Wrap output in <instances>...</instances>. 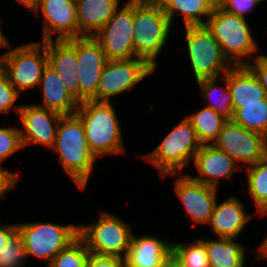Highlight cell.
Returning <instances> with one entry per match:
<instances>
[{
  "instance_id": "ffe728a7",
  "label": "cell",
  "mask_w": 267,
  "mask_h": 267,
  "mask_svg": "<svg viewBox=\"0 0 267 267\" xmlns=\"http://www.w3.org/2000/svg\"><path fill=\"white\" fill-rule=\"evenodd\" d=\"M171 253V242L167 236L133 234L131 246L125 258L126 267H161Z\"/></svg>"
},
{
  "instance_id": "b9f144b4",
  "label": "cell",
  "mask_w": 267,
  "mask_h": 267,
  "mask_svg": "<svg viewBox=\"0 0 267 267\" xmlns=\"http://www.w3.org/2000/svg\"><path fill=\"white\" fill-rule=\"evenodd\" d=\"M161 267H183L178 259L170 253L167 258L163 261Z\"/></svg>"
},
{
  "instance_id": "3957f363",
  "label": "cell",
  "mask_w": 267,
  "mask_h": 267,
  "mask_svg": "<svg viewBox=\"0 0 267 267\" xmlns=\"http://www.w3.org/2000/svg\"><path fill=\"white\" fill-rule=\"evenodd\" d=\"M205 27L220 44L223 54L233 66L247 65L250 60L246 58L258 52L259 46L247 19L228 13L217 4Z\"/></svg>"
},
{
  "instance_id": "8fae6325",
  "label": "cell",
  "mask_w": 267,
  "mask_h": 267,
  "mask_svg": "<svg viewBox=\"0 0 267 267\" xmlns=\"http://www.w3.org/2000/svg\"><path fill=\"white\" fill-rule=\"evenodd\" d=\"M212 145L228 154L237 164L242 162L245 168L254 165L267 154V138L245 129L233 120L224 123Z\"/></svg>"
},
{
  "instance_id": "277c9868",
  "label": "cell",
  "mask_w": 267,
  "mask_h": 267,
  "mask_svg": "<svg viewBox=\"0 0 267 267\" xmlns=\"http://www.w3.org/2000/svg\"><path fill=\"white\" fill-rule=\"evenodd\" d=\"M201 147L202 143L186 117L170 130L155 149L144 156V159L153 164L161 177L165 178L181 174L191 159L194 161Z\"/></svg>"
},
{
  "instance_id": "7bdbcfd3",
  "label": "cell",
  "mask_w": 267,
  "mask_h": 267,
  "mask_svg": "<svg viewBox=\"0 0 267 267\" xmlns=\"http://www.w3.org/2000/svg\"><path fill=\"white\" fill-rule=\"evenodd\" d=\"M15 1L29 10H31L38 2V0H15Z\"/></svg>"
},
{
  "instance_id": "6da1fadb",
  "label": "cell",
  "mask_w": 267,
  "mask_h": 267,
  "mask_svg": "<svg viewBox=\"0 0 267 267\" xmlns=\"http://www.w3.org/2000/svg\"><path fill=\"white\" fill-rule=\"evenodd\" d=\"M59 163L76 187L84 190L97 161L88 147L82 120L77 114L62 116L53 147Z\"/></svg>"
},
{
  "instance_id": "74e56055",
  "label": "cell",
  "mask_w": 267,
  "mask_h": 267,
  "mask_svg": "<svg viewBox=\"0 0 267 267\" xmlns=\"http://www.w3.org/2000/svg\"><path fill=\"white\" fill-rule=\"evenodd\" d=\"M18 175L19 173L2 167L0 163V198L16 186L17 182H19Z\"/></svg>"
},
{
  "instance_id": "cb8c5ba5",
  "label": "cell",
  "mask_w": 267,
  "mask_h": 267,
  "mask_svg": "<svg viewBox=\"0 0 267 267\" xmlns=\"http://www.w3.org/2000/svg\"><path fill=\"white\" fill-rule=\"evenodd\" d=\"M230 238H205L210 267H244L246 247Z\"/></svg>"
},
{
  "instance_id": "7c38bea8",
  "label": "cell",
  "mask_w": 267,
  "mask_h": 267,
  "mask_svg": "<svg viewBox=\"0 0 267 267\" xmlns=\"http://www.w3.org/2000/svg\"><path fill=\"white\" fill-rule=\"evenodd\" d=\"M134 4L118 7L107 23L94 35L107 60L134 58Z\"/></svg>"
},
{
  "instance_id": "60d3db41",
  "label": "cell",
  "mask_w": 267,
  "mask_h": 267,
  "mask_svg": "<svg viewBox=\"0 0 267 267\" xmlns=\"http://www.w3.org/2000/svg\"><path fill=\"white\" fill-rule=\"evenodd\" d=\"M262 216H266L267 215V210L258 213ZM256 249V252L258 253V260L260 259H266L267 260V236L265 237L264 241L261 243V245Z\"/></svg>"
},
{
  "instance_id": "7a4b0ae2",
  "label": "cell",
  "mask_w": 267,
  "mask_h": 267,
  "mask_svg": "<svg viewBox=\"0 0 267 267\" xmlns=\"http://www.w3.org/2000/svg\"><path fill=\"white\" fill-rule=\"evenodd\" d=\"M76 114L82 120L88 147L97 159L126 152L121 122L111 102H81Z\"/></svg>"
},
{
  "instance_id": "30bf717a",
  "label": "cell",
  "mask_w": 267,
  "mask_h": 267,
  "mask_svg": "<svg viewBox=\"0 0 267 267\" xmlns=\"http://www.w3.org/2000/svg\"><path fill=\"white\" fill-rule=\"evenodd\" d=\"M155 70L145 59L139 57L108 60L99 81L98 102H111L113 96L132 90Z\"/></svg>"
},
{
  "instance_id": "4316f807",
  "label": "cell",
  "mask_w": 267,
  "mask_h": 267,
  "mask_svg": "<svg viewBox=\"0 0 267 267\" xmlns=\"http://www.w3.org/2000/svg\"><path fill=\"white\" fill-rule=\"evenodd\" d=\"M187 119L194 127L199 141L204 144H212L222 131L227 121L215 110L204 106L200 111L193 112Z\"/></svg>"
},
{
  "instance_id": "2e32d148",
  "label": "cell",
  "mask_w": 267,
  "mask_h": 267,
  "mask_svg": "<svg viewBox=\"0 0 267 267\" xmlns=\"http://www.w3.org/2000/svg\"><path fill=\"white\" fill-rule=\"evenodd\" d=\"M174 189L188 218L194 224H208L218 201V188L194 181L188 174L181 173L174 182Z\"/></svg>"
},
{
  "instance_id": "603a6c76",
  "label": "cell",
  "mask_w": 267,
  "mask_h": 267,
  "mask_svg": "<svg viewBox=\"0 0 267 267\" xmlns=\"http://www.w3.org/2000/svg\"><path fill=\"white\" fill-rule=\"evenodd\" d=\"M40 86L43 98L41 104L36 105L63 116L76 114L79 102L66 91L59 75L49 65L43 70Z\"/></svg>"
},
{
  "instance_id": "f1b7e54d",
  "label": "cell",
  "mask_w": 267,
  "mask_h": 267,
  "mask_svg": "<svg viewBox=\"0 0 267 267\" xmlns=\"http://www.w3.org/2000/svg\"><path fill=\"white\" fill-rule=\"evenodd\" d=\"M233 121L267 138V98L263 103L243 104L234 112Z\"/></svg>"
},
{
  "instance_id": "d6986e66",
  "label": "cell",
  "mask_w": 267,
  "mask_h": 267,
  "mask_svg": "<svg viewBox=\"0 0 267 267\" xmlns=\"http://www.w3.org/2000/svg\"><path fill=\"white\" fill-rule=\"evenodd\" d=\"M252 218L253 214L246 212L243 202L231 196L221 203L216 202L208 225L215 236L236 239Z\"/></svg>"
},
{
  "instance_id": "44dd1931",
  "label": "cell",
  "mask_w": 267,
  "mask_h": 267,
  "mask_svg": "<svg viewBox=\"0 0 267 267\" xmlns=\"http://www.w3.org/2000/svg\"><path fill=\"white\" fill-rule=\"evenodd\" d=\"M227 82L234 112L243 104L263 103L267 98L265 89L247 65L232 66L227 71Z\"/></svg>"
},
{
  "instance_id": "ab89813d",
  "label": "cell",
  "mask_w": 267,
  "mask_h": 267,
  "mask_svg": "<svg viewBox=\"0 0 267 267\" xmlns=\"http://www.w3.org/2000/svg\"><path fill=\"white\" fill-rule=\"evenodd\" d=\"M165 0H127L126 2L136 6H159L162 7Z\"/></svg>"
},
{
  "instance_id": "4fadbf2b",
  "label": "cell",
  "mask_w": 267,
  "mask_h": 267,
  "mask_svg": "<svg viewBox=\"0 0 267 267\" xmlns=\"http://www.w3.org/2000/svg\"><path fill=\"white\" fill-rule=\"evenodd\" d=\"M76 58L79 65V103L98 102V86L107 58L101 44L94 38H76Z\"/></svg>"
},
{
  "instance_id": "52a82bcc",
  "label": "cell",
  "mask_w": 267,
  "mask_h": 267,
  "mask_svg": "<svg viewBox=\"0 0 267 267\" xmlns=\"http://www.w3.org/2000/svg\"><path fill=\"white\" fill-rule=\"evenodd\" d=\"M99 213L95 223L79 225V236L90 253L126 258L134 234L131 226L118 215L101 210Z\"/></svg>"
},
{
  "instance_id": "4dcf8cb0",
  "label": "cell",
  "mask_w": 267,
  "mask_h": 267,
  "mask_svg": "<svg viewBox=\"0 0 267 267\" xmlns=\"http://www.w3.org/2000/svg\"><path fill=\"white\" fill-rule=\"evenodd\" d=\"M90 251L84 240L78 236L62 249L47 267H86Z\"/></svg>"
},
{
  "instance_id": "f35d334b",
  "label": "cell",
  "mask_w": 267,
  "mask_h": 267,
  "mask_svg": "<svg viewBox=\"0 0 267 267\" xmlns=\"http://www.w3.org/2000/svg\"><path fill=\"white\" fill-rule=\"evenodd\" d=\"M16 231V224L0 225V248L3 247V244H5Z\"/></svg>"
},
{
  "instance_id": "8992f818",
  "label": "cell",
  "mask_w": 267,
  "mask_h": 267,
  "mask_svg": "<svg viewBox=\"0 0 267 267\" xmlns=\"http://www.w3.org/2000/svg\"><path fill=\"white\" fill-rule=\"evenodd\" d=\"M47 65L46 41L25 43L10 48L0 58V69L19 94L39 85Z\"/></svg>"
},
{
  "instance_id": "5bb4252c",
  "label": "cell",
  "mask_w": 267,
  "mask_h": 267,
  "mask_svg": "<svg viewBox=\"0 0 267 267\" xmlns=\"http://www.w3.org/2000/svg\"><path fill=\"white\" fill-rule=\"evenodd\" d=\"M37 16L39 11L43 15V35L41 41L68 40L78 38V22L75 0H38L31 9Z\"/></svg>"
},
{
  "instance_id": "484cf974",
  "label": "cell",
  "mask_w": 267,
  "mask_h": 267,
  "mask_svg": "<svg viewBox=\"0 0 267 267\" xmlns=\"http://www.w3.org/2000/svg\"><path fill=\"white\" fill-rule=\"evenodd\" d=\"M222 80L223 86L217 83ZM205 106L215 110L226 120H233L232 97L228 87L227 73L217 78H204L196 81ZM217 93V95H215Z\"/></svg>"
},
{
  "instance_id": "83f0119b",
  "label": "cell",
  "mask_w": 267,
  "mask_h": 267,
  "mask_svg": "<svg viewBox=\"0 0 267 267\" xmlns=\"http://www.w3.org/2000/svg\"><path fill=\"white\" fill-rule=\"evenodd\" d=\"M248 194L251 196L256 213L267 210V154L254 165L245 168Z\"/></svg>"
},
{
  "instance_id": "d4e9b609",
  "label": "cell",
  "mask_w": 267,
  "mask_h": 267,
  "mask_svg": "<svg viewBox=\"0 0 267 267\" xmlns=\"http://www.w3.org/2000/svg\"><path fill=\"white\" fill-rule=\"evenodd\" d=\"M216 4V0H165L162 8L171 23L178 13L179 17L182 16L184 27L204 26L207 21L202 17L208 19Z\"/></svg>"
},
{
  "instance_id": "9a60e30c",
  "label": "cell",
  "mask_w": 267,
  "mask_h": 267,
  "mask_svg": "<svg viewBox=\"0 0 267 267\" xmlns=\"http://www.w3.org/2000/svg\"><path fill=\"white\" fill-rule=\"evenodd\" d=\"M63 115L36 104L22 105L18 113L21 121L20 135L23 147L41 144L52 148Z\"/></svg>"
},
{
  "instance_id": "5b68a950",
  "label": "cell",
  "mask_w": 267,
  "mask_h": 267,
  "mask_svg": "<svg viewBox=\"0 0 267 267\" xmlns=\"http://www.w3.org/2000/svg\"><path fill=\"white\" fill-rule=\"evenodd\" d=\"M133 25L134 58L145 59L156 69V59L171 33V21L162 7L134 5Z\"/></svg>"
},
{
  "instance_id": "ee69618b",
  "label": "cell",
  "mask_w": 267,
  "mask_h": 267,
  "mask_svg": "<svg viewBox=\"0 0 267 267\" xmlns=\"http://www.w3.org/2000/svg\"><path fill=\"white\" fill-rule=\"evenodd\" d=\"M11 47V44L8 42L6 36L3 34L1 26H0V49ZM2 54L0 55L1 58Z\"/></svg>"
},
{
  "instance_id": "1f68e13d",
  "label": "cell",
  "mask_w": 267,
  "mask_h": 267,
  "mask_svg": "<svg viewBox=\"0 0 267 267\" xmlns=\"http://www.w3.org/2000/svg\"><path fill=\"white\" fill-rule=\"evenodd\" d=\"M27 259L23 240L16 231L0 248V267H23Z\"/></svg>"
},
{
  "instance_id": "d6a6232c",
  "label": "cell",
  "mask_w": 267,
  "mask_h": 267,
  "mask_svg": "<svg viewBox=\"0 0 267 267\" xmlns=\"http://www.w3.org/2000/svg\"><path fill=\"white\" fill-rule=\"evenodd\" d=\"M19 95L7 75L0 69V114H8L13 108L18 116L21 105L15 103L19 99Z\"/></svg>"
},
{
  "instance_id": "836d02e7",
  "label": "cell",
  "mask_w": 267,
  "mask_h": 267,
  "mask_svg": "<svg viewBox=\"0 0 267 267\" xmlns=\"http://www.w3.org/2000/svg\"><path fill=\"white\" fill-rule=\"evenodd\" d=\"M21 148L20 127H0V163Z\"/></svg>"
},
{
  "instance_id": "7402d4cb",
  "label": "cell",
  "mask_w": 267,
  "mask_h": 267,
  "mask_svg": "<svg viewBox=\"0 0 267 267\" xmlns=\"http://www.w3.org/2000/svg\"><path fill=\"white\" fill-rule=\"evenodd\" d=\"M75 3L78 38L94 37L120 7L119 0H75Z\"/></svg>"
},
{
  "instance_id": "d590c367",
  "label": "cell",
  "mask_w": 267,
  "mask_h": 267,
  "mask_svg": "<svg viewBox=\"0 0 267 267\" xmlns=\"http://www.w3.org/2000/svg\"><path fill=\"white\" fill-rule=\"evenodd\" d=\"M86 267H126L125 258L90 253Z\"/></svg>"
},
{
  "instance_id": "ba28073f",
  "label": "cell",
  "mask_w": 267,
  "mask_h": 267,
  "mask_svg": "<svg viewBox=\"0 0 267 267\" xmlns=\"http://www.w3.org/2000/svg\"><path fill=\"white\" fill-rule=\"evenodd\" d=\"M27 257L42 259L48 265L53 258L79 236V226L60 225L52 222L35 221L16 223Z\"/></svg>"
},
{
  "instance_id": "8d00e7d4",
  "label": "cell",
  "mask_w": 267,
  "mask_h": 267,
  "mask_svg": "<svg viewBox=\"0 0 267 267\" xmlns=\"http://www.w3.org/2000/svg\"><path fill=\"white\" fill-rule=\"evenodd\" d=\"M247 66L252 70L267 93V55L258 54Z\"/></svg>"
},
{
  "instance_id": "f546056e",
  "label": "cell",
  "mask_w": 267,
  "mask_h": 267,
  "mask_svg": "<svg viewBox=\"0 0 267 267\" xmlns=\"http://www.w3.org/2000/svg\"><path fill=\"white\" fill-rule=\"evenodd\" d=\"M194 242L189 245L184 242H171V253L183 267H210L205 239L196 238Z\"/></svg>"
},
{
  "instance_id": "e0dca14e",
  "label": "cell",
  "mask_w": 267,
  "mask_h": 267,
  "mask_svg": "<svg viewBox=\"0 0 267 267\" xmlns=\"http://www.w3.org/2000/svg\"><path fill=\"white\" fill-rule=\"evenodd\" d=\"M48 65L59 75L66 91L79 102V65L76 38L46 41Z\"/></svg>"
},
{
  "instance_id": "e575fe53",
  "label": "cell",
  "mask_w": 267,
  "mask_h": 267,
  "mask_svg": "<svg viewBox=\"0 0 267 267\" xmlns=\"http://www.w3.org/2000/svg\"><path fill=\"white\" fill-rule=\"evenodd\" d=\"M264 0H217V5L228 13L245 18Z\"/></svg>"
},
{
  "instance_id": "ac0fdd59",
  "label": "cell",
  "mask_w": 267,
  "mask_h": 267,
  "mask_svg": "<svg viewBox=\"0 0 267 267\" xmlns=\"http://www.w3.org/2000/svg\"><path fill=\"white\" fill-rule=\"evenodd\" d=\"M193 164L199 176H189L197 182L218 188L220 178L231 179L238 164L212 144H204L196 153ZM237 166V167H236Z\"/></svg>"
},
{
  "instance_id": "9c48e42d",
  "label": "cell",
  "mask_w": 267,
  "mask_h": 267,
  "mask_svg": "<svg viewBox=\"0 0 267 267\" xmlns=\"http://www.w3.org/2000/svg\"><path fill=\"white\" fill-rule=\"evenodd\" d=\"M185 37L195 81L224 76L233 66L205 25L186 26Z\"/></svg>"
}]
</instances>
